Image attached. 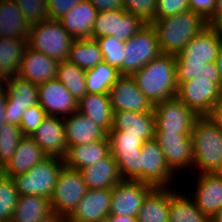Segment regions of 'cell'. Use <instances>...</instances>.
<instances>
[{"mask_svg": "<svg viewBox=\"0 0 222 222\" xmlns=\"http://www.w3.org/2000/svg\"><path fill=\"white\" fill-rule=\"evenodd\" d=\"M221 47L222 40L209 26L195 35L176 55L177 86L198 78L206 64L215 63Z\"/></svg>", "mask_w": 222, "mask_h": 222, "instance_id": "cell-1", "label": "cell"}, {"mask_svg": "<svg viewBox=\"0 0 222 222\" xmlns=\"http://www.w3.org/2000/svg\"><path fill=\"white\" fill-rule=\"evenodd\" d=\"M132 76L153 106L177 95L175 55L161 54Z\"/></svg>", "mask_w": 222, "mask_h": 222, "instance_id": "cell-2", "label": "cell"}, {"mask_svg": "<svg viewBox=\"0 0 222 222\" xmlns=\"http://www.w3.org/2000/svg\"><path fill=\"white\" fill-rule=\"evenodd\" d=\"M155 28L162 54L178 55L186 44L208 26L207 20L192 10L155 18Z\"/></svg>", "mask_w": 222, "mask_h": 222, "instance_id": "cell-3", "label": "cell"}, {"mask_svg": "<svg viewBox=\"0 0 222 222\" xmlns=\"http://www.w3.org/2000/svg\"><path fill=\"white\" fill-rule=\"evenodd\" d=\"M194 170L222 173V132L208 117H199L191 132Z\"/></svg>", "mask_w": 222, "mask_h": 222, "instance_id": "cell-4", "label": "cell"}, {"mask_svg": "<svg viewBox=\"0 0 222 222\" xmlns=\"http://www.w3.org/2000/svg\"><path fill=\"white\" fill-rule=\"evenodd\" d=\"M75 39L57 19L31 25L27 45L58 61L68 60L70 47Z\"/></svg>", "mask_w": 222, "mask_h": 222, "instance_id": "cell-5", "label": "cell"}, {"mask_svg": "<svg viewBox=\"0 0 222 222\" xmlns=\"http://www.w3.org/2000/svg\"><path fill=\"white\" fill-rule=\"evenodd\" d=\"M63 166L64 159L47 157L26 173L12 177L19 196L33 195L50 199Z\"/></svg>", "mask_w": 222, "mask_h": 222, "instance_id": "cell-6", "label": "cell"}, {"mask_svg": "<svg viewBox=\"0 0 222 222\" xmlns=\"http://www.w3.org/2000/svg\"><path fill=\"white\" fill-rule=\"evenodd\" d=\"M110 153L118 164L123 180L140 181L141 134L109 131Z\"/></svg>", "mask_w": 222, "mask_h": 222, "instance_id": "cell-7", "label": "cell"}, {"mask_svg": "<svg viewBox=\"0 0 222 222\" xmlns=\"http://www.w3.org/2000/svg\"><path fill=\"white\" fill-rule=\"evenodd\" d=\"M87 190L80 171L64 165L59 172L53 195L50 198L52 213L67 218L75 210L77 203Z\"/></svg>", "mask_w": 222, "mask_h": 222, "instance_id": "cell-8", "label": "cell"}, {"mask_svg": "<svg viewBox=\"0 0 222 222\" xmlns=\"http://www.w3.org/2000/svg\"><path fill=\"white\" fill-rule=\"evenodd\" d=\"M0 84L6 92L5 123L20 126L25 109L38 104V85L18 75L5 78Z\"/></svg>", "mask_w": 222, "mask_h": 222, "instance_id": "cell-9", "label": "cell"}, {"mask_svg": "<svg viewBox=\"0 0 222 222\" xmlns=\"http://www.w3.org/2000/svg\"><path fill=\"white\" fill-rule=\"evenodd\" d=\"M124 75H132L162 52L158 36L151 24H145L137 33L125 42Z\"/></svg>", "mask_w": 222, "mask_h": 222, "instance_id": "cell-10", "label": "cell"}, {"mask_svg": "<svg viewBox=\"0 0 222 222\" xmlns=\"http://www.w3.org/2000/svg\"><path fill=\"white\" fill-rule=\"evenodd\" d=\"M176 96L198 117H208L222 99V86L221 83H212V79L198 77L183 82Z\"/></svg>", "mask_w": 222, "mask_h": 222, "instance_id": "cell-11", "label": "cell"}, {"mask_svg": "<svg viewBox=\"0 0 222 222\" xmlns=\"http://www.w3.org/2000/svg\"><path fill=\"white\" fill-rule=\"evenodd\" d=\"M155 133L191 134L199 118L177 96L154 105Z\"/></svg>", "mask_w": 222, "mask_h": 222, "instance_id": "cell-12", "label": "cell"}, {"mask_svg": "<svg viewBox=\"0 0 222 222\" xmlns=\"http://www.w3.org/2000/svg\"><path fill=\"white\" fill-rule=\"evenodd\" d=\"M145 24L140 18L124 9L98 12L92 27V39L114 36L117 40L126 42Z\"/></svg>", "mask_w": 222, "mask_h": 222, "instance_id": "cell-13", "label": "cell"}, {"mask_svg": "<svg viewBox=\"0 0 222 222\" xmlns=\"http://www.w3.org/2000/svg\"><path fill=\"white\" fill-rule=\"evenodd\" d=\"M175 175L167 166L164 154L155 139L145 141L140 155V181L154 187H167L175 182Z\"/></svg>", "mask_w": 222, "mask_h": 222, "instance_id": "cell-14", "label": "cell"}, {"mask_svg": "<svg viewBox=\"0 0 222 222\" xmlns=\"http://www.w3.org/2000/svg\"><path fill=\"white\" fill-rule=\"evenodd\" d=\"M154 186L133 180H122L112 188L110 214L137 217L146 195Z\"/></svg>", "mask_w": 222, "mask_h": 222, "instance_id": "cell-15", "label": "cell"}, {"mask_svg": "<svg viewBox=\"0 0 222 222\" xmlns=\"http://www.w3.org/2000/svg\"><path fill=\"white\" fill-rule=\"evenodd\" d=\"M163 151L169 169L177 171L194 168L191 134L155 133L154 138ZM191 167V168H190Z\"/></svg>", "mask_w": 222, "mask_h": 222, "instance_id": "cell-16", "label": "cell"}, {"mask_svg": "<svg viewBox=\"0 0 222 222\" xmlns=\"http://www.w3.org/2000/svg\"><path fill=\"white\" fill-rule=\"evenodd\" d=\"M109 95L113 111L151 112L154 109L132 75H121L113 84Z\"/></svg>", "mask_w": 222, "mask_h": 222, "instance_id": "cell-17", "label": "cell"}, {"mask_svg": "<svg viewBox=\"0 0 222 222\" xmlns=\"http://www.w3.org/2000/svg\"><path fill=\"white\" fill-rule=\"evenodd\" d=\"M38 103L48 116L66 117L77 112L78 102L57 79L38 85Z\"/></svg>", "mask_w": 222, "mask_h": 222, "instance_id": "cell-18", "label": "cell"}, {"mask_svg": "<svg viewBox=\"0 0 222 222\" xmlns=\"http://www.w3.org/2000/svg\"><path fill=\"white\" fill-rule=\"evenodd\" d=\"M112 188L88 189L67 217L68 222H98L110 214Z\"/></svg>", "mask_w": 222, "mask_h": 222, "instance_id": "cell-19", "label": "cell"}, {"mask_svg": "<svg viewBox=\"0 0 222 222\" xmlns=\"http://www.w3.org/2000/svg\"><path fill=\"white\" fill-rule=\"evenodd\" d=\"M30 137L48 157H65L68 146L63 117L47 116Z\"/></svg>", "mask_w": 222, "mask_h": 222, "instance_id": "cell-20", "label": "cell"}, {"mask_svg": "<svg viewBox=\"0 0 222 222\" xmlns=\"http://www.w3.org/2000/svg\"><path fill=\"white\" fill-rule=\"evenodd\" d=\"M196 190L191 195L196 206L212 219L222 208V173H200L196 175Z\"/></svg>", "mask_w": 222, "mask_h": 222, "instance_id": "cell-21", "label": "cell"}, {"mask_svg": "<svg viewBox=\"0 0 222 222\" xmlns=\"http://www.w3.org/2000/svg\"><path fill=\"white\" fill-rule=\"evenodd\" d=\"M58 64V60L27 45L21 59L18 76L39 85L57 78Z\"/></svg>", "mask_w": 222, "mask_h": 222, "instance_id": "cell-22", "label": "cell"}, {"mask_svg": "<svg viewBox=\"0 0 222 222\" xmlns=\"http://www.w3.org/2000/svg\"><path fill=\"white\" fill-rule=\"evenodd\" d=\"M67 146L83 145L105 140L108 132L78 111L63 118Z\"/></svg>", "mask_w": 222, "mask_h": 222, "instance_id": "cell-23", "label": "cell"}, {"mask_svg": "<svg viewBox=\"0 0 222 222\" xmlns=\"http://www.w3.org/2000/svg\"><path fill=\"white\" fill-rule=\"evenodd\" d=\"M97 14L98 10L89 0H82L57 20L75 40L92 39V27Z\"/></svg>", "mask_w": 222, "mask_h": 222, "instance_id": "cell-24", "label": "cell"}, {"mask_svg": "<svg viewBox=\"0 0 222 222\" xmlns=\"http://www.w3.org/2000/svg\"><path fill=\"white\" fill-rule=\"evenodd\" d=\"M154 109L151 112L113 111L110 131L141 134L148 141L155 138Z\"/></svg>", "mask_w": 222, "mask_h": 222, "instance_id": "cell-25", "label": "cell"}, {"mask_svg": "<svg viewBox=\"0 0 222 222\" xmlns=\"http://www.w3.org/2000/svg\"><path fill=\"white\" fill-rule=\"evenodd\" d=\"M47 157L48 156L30 136H24L19 141L18 147L11 160L1 172L5 176L12 178L16 175L26 173Z\"/></svg>", "mask_w": 222, "mask_h": 222, "instance_id": "cell-26", "label": "cell"}, {"mask_svg": "<svg viewBox=\"0 0 222 222\" xmlns=\"http://www.w3.org/2000/svg\"><path fill=\"white\" fill-rule=\"evenodd\" d=\"M79 171L88 189L113 188L123 180L118 164L111 153Z\"/></svg>", "mask_w": 222, "mask_h": 222, "instance_id": "cell-27", "label": "cell"}, {"mask_svg": "<svg viewBox=\"0 0 222 222\" xmlns=\"http://www.w3.org/2000/svg\"><path fill=\"white\" fill-rule=\"evenodd\" d=\"M110 153V142L105 140L94 141L83 145L69 146L64 159V165L71 169L81 170Z\"/></svg>", "mask_w": 222, "mask_h": 222, "instance_id": "cell-28", "label": "cell"}, {"mask_svg": "<svg viewBox=\"0 0 222 222\" xmlns=\"http://www.w3.org/2000/svg\"><path fill=\"white\" fill-rule=\"evenodd\" d=\"M30 23L14 0H0V37L28 39Z\"/></svg>", "mask_w": 222, "mask_h": 222, "instance_id": "cell-29", "label": "cell"}, {"mask_svg": "<svg viewBox=\"0 0 222 222\" xmlns=\"http://www.w3.org/2000/svg\"><path fill=\"white\" fill-rule=\"evenodd\" d=\"M170 186L154 187L145 197L137 222H169Z\"/></svg>", "mask_w": 222, "mask_h": 222, "instance_id": "cell-30", "label": "cell"}, {"mask_svg": "<svg viewBox=\"0 0 222 222\" xmlns=\"http://www.w3.org/2000/svg\"><path fill=\"white\" fill-rule=\"evenodd\" d=\"M77 111L89 117L107 132L111 130L113 108L109 94L87 93L78 102Z\"/></svg>", "mask_w": 222, "mask_h": 222, "instance_id": "cell-31", "label": "cell"}, {"mask_svg": "<svg viewBox=\"0 0 222 222\" xmlns=\"http://www.w3.org/2000/svg\"><path fill=\"white\" fill-rule=\"evenodd\" d=\"M27 40L0 37V83L5 78L18 75Z\"/></svg>", "mask_w": 222, "mask_h": 222, "instance_id": "cell-32", "label": "cell"}, {"mask_svg": "<svg viewBox=\"0 0 222 222\" xmlns=\"http://www.w3.org/2000/svg\"><path fill=\"white\" fill-rule=\"evenodd\" d=\"M52 214L50 199L42 196L21 195L10 222H39Z\"/></svg>", "mask_w": 222, "mask_h": 222, "instance_id": "cell-33", "label": "cell"}, {"mask_svg": "<svg viewBox=\"0 0 222 222\" xmlns=\"http://www.w3.org/2000/svg\"><path fill=\"white\" fill-rule=\"evenodd\" d=\"M174 190L170 187L169 222H210L193 199Z\"/></svg>", "mask_w": 222, "mask_h": 222, "instance_id": "cell-34", "label": "cell"}, {"mask_svg": "<svg viewBox=\"0 0 222 222\" xmlns=\"http://www.w3.org/2000/svg\"><path fill=\"white\" fill-rule=\"evenodd\" d=\"M68 61L87 71L102 62L103 57L95 39H76L71 44Z\"/></svg>", "mask_w": 222, "mask_h": 222, "instance_id": "cell-35", "label": "cell"}, {"mask_svg": "<svg viewBox=\"0 0 222 222\" xmlns=\"http://www.w3.org/2000/svg\"><path fill=\"white\" fill-rule=\"evenodd\" d=\"M120 72L105 61L86 71L85 81L88 93L109 94Z\"/></svg>", "mask_w": 222, "mask_h": 222, "instance_id": "cell-36", "label": "cell"}, {"mask_svg": "<svg viewBox=\"0 0 222 222\" xmlns=\"http://www.w3.org/2000/svg\"><path fill=\"white\" fill-rule=\"evenodd\" d=\"M86 71L68 60L59 61L57 79L69 90L79 102L88 92L85 81Z\"/></svg>", "mask_w": 222, "mask_h": 222, "instance_id": "cell-37", "label": "cell"}, {"mask_svg": "<svg viewBox=\"0 0 222 222\" xmlns=\"http://www.w3.org/2000/svg\"><path fill=\"white\" fill-rule=\"evenodd\" d=\"M95 40L100 47L103 61L124 75L125 42L117 40L114 36L99 37Z\"/></svg>", "mask_w": 222, "mask_h": 222, "instance_id": "cell-38", "label": "cell"}, {"mask_svg": "<svg viewBox=\"0 0 222 222\" xmlns=\"http://www.w3.org/2000/svg\"><path fill=\"white\" fill-rule=\"evenodd\" d=\"M24 137L18 125L5 123L0 127V169L2 170L14 155L19 141Z\"/></svg>", "mask_w": 222, "mask_h": 222, "instance_id": "cell-39", "label": "cell"}, {"mask_svg": "<svg viewBox=\"0 0 222 222\" xmlns=\"http://www.w3.org/2000/svg\"><path fill=\"white\" fill-rule=\"evenodd\" d=\"M19 194L12 178L0 173V219L10 222L18 202Z\"/></svg>", "mask_w": 222, "mask_h": 222, "instance_id": "cell-40", "label": "cell"}, {"mask_svg": "<svg viewBox=\"0 0 222 222\" xmlns=\"http://www.w3.org/2000/svg\"><path fill=\"white\" fill-rule=\"evenodd\" d=\"M30 25L50 19L47 0H14Z\"/></svg>", "mask_w": 222, "mask_h": 222, "instance_id": "cell-41", "label": "cell"}, {"mask_svg": "<svg viewBox=\"0 0 222 222\" xmlns=\"http://www.w3.org/2000/svg\"><path fill=\"white\" fill-rule=\"evenodd\" d=\"M157 0H123V9L151 24L156 18Z\"/></svg>", "mask_w": 222, "mask_h": 222, "instance_id": "cell-42", "label": "cell"}, {"mask_svg": "<svg viewBox=\"0 0 222 222\" xmlns=\"http://www.w3.org/2000/svg\"><path fill=\"white\" fill-rule=\"evenodd\" d=\"M47 116L46 111L39 103L25 109L19 126L22 134L31 136Z\"/></svg>", "mask_w": 222, "mask_h": 222, "instance_id": "cell-43", "label": "cell"}, {"mask_svg": "<svg viewBox=\"0 0 222 222\" xmlns=\"http://www.w3.org/2000/svg\"><path fill=\"white\" fill-rule=\"evenodd\" d=\"M189 10V0H157L156 18H164Z\"/></svg>", "mask_w": 222, "mask_h": 222, "instance_id": "cell-44", "label": "cell"}, {"mask_svg": "<svg viewBox=\"0 0 222 222\" xmlns=\"http://www.w3.org/2000/svg\"><path fill=\"white\" fill-rule=\"evenodd\" d=\"M50 19H59L82 0H47Z\"/></svg>", "mask_w": 222, "mask_h": 222, "instance_id": "cell-45", "label": "cell"}, {"mask_svg": "<svg viewBox=\"0 0 222 222\" xmlns=\"http://www.w3.org/2000/svg\"><path fill=\"white\" fill-rule=\"evenodd\" d=\"M190 10L208 20L214 13L216 0H189Z\"/></svg>", "mask_w": 222, "mask_h": 222, "instance_id": "cell-46", "label": "cell"}, {"mask_svg": "<svg viewBox=\"0 0 222 222\" xmlns=\"http://www.w3.org/2000/svg\"><path fill=\"white\" fill-rule=\"evenodd\" d=\"M98 12L123 9V0H89Z\"/></svg>", "mask_w": 222, "mask_h": 222, "instance_id": "cell-47", "label": "cell"}, {"mask_svg": "<svg viewBox=\"0 0 222 222\" xmlns=\"http://www.w3.org/2000/svg\"><path fill=\"white\" fill-rule=\"evenodd\" d=\"M199 78L212 79V83H221L215 63L206 64V67L202 70Z\"/></svg>", "mask_w": 222, "mask_h": 222, "instance_id": "cell-48", "label": "cell"}, {"mask_svg": "<svg viewBox=\"0 0 222 222\" xmlns=\"http://www.w3.org/2000/svg\"><path fill=\"white\" fill-rule=\"evenodd\" d=\"M207 22L208 26L222 40V14H213Z\"/></svg>", "mask_w": 222, "mask_h": 222, "instance_id": "cell-49", "label": "cell"}, {"mask_svg": "<svg viewBox=\"0 0 222 222\" xmlns=\"http://www.w3.org/2000/svg\"><path fill=\"white\" fill-rule=\"evenodd\" d=\"M208 118L212 120L222 132V99L213 107Z\"/></svg>", "mask_w": 222, "mask_h": 222, "instance_id": "cell-50", "label": "cell"}, {"mask_svg": "<svg viewBox=\"0 0 222 222\" xmlns=\"http://www.w3.org/2000/svg\"><path fill=\"white\" fill-rule=\"evenodd\" d=\"M6 106V92L4 87L0 84V127L5 124L4 112Z\"/></svg>", "mask_w": 222, "mask_h": 222, "instance_id": "cell-51", "label": "cell"}, {"mask_svg": "<svg viewBox=\"0 0 222 222\" xmlns=\"http://www.w3.org/2000/svg\"><path fill=\"white\" fill-rule=\"evenodd\" d=\"M110 222H137V217H131V216H118L109 214L108 217Z\"/></svg>", "mask_w": 222, "mask_h": 222, "instance_id": "cell-52", "label": "cell"}, {"mask_svg": "<svg viewBox=\"0 0 222 222\" xmlns=\"http://www.w3.org/2000/svg\"><path fill=\"white\" fill-rule=\"evenodd\" d=\"M39 222H68L67 218L56 213L50 214L48 217L40 220Z\"/></svg>", "mask_w": 222, "mask_h": 222, "instance_id": "cell-53", "label": "cell"}, {"mask_svg": "<svg viewBox=\"0 0 222 222\" xmlns=\"http://www.w3.org/2000/svg\"><path fill=\"white\" fill-rule=\"evenodd\" d=\"M216 68L218 69L219 77L221 80V86H222V47L219 50L218 57L215 62Z\"/></svg>", "mask_w": 222, "mask_h": 222, "instance_id": "cell-54", "label": "cell"}, {"mask_svg": "<svg viewBox=\"0 0 222 222\" xmlns=\"http://www.w3.org/2000/svg\"><path fill=\"white\" fill-rule=\"evenodd\" d=\"M213 14H222V0H216V6Z\"/></svg>", "mask_w": 222, "mask_h": 222, "instance_id": "cell-55", "label": "cell"}, {"mask_svg": "<svg viewBox=\"0 0 222 222\" xmlns=\"http://www.w3.org/2000/svg\"><path fill=\"white\" fill-rule=\"evenodd\" d=\"M210 222H222V208H220L218 213L210 219Z\"/></svg>", "mask_w": 222, "mask_h": 222, "instance_id": "cell-56", "label": "cell"}, {"mask_svg": "<svg viewBox=\"0 0 222 222\" xmlns=\"http://www.w3.org/2000/svg\"><path fill=\"white\" fill-rule=\"evenodd\" d=\"M98 222H110L108 218L104 219V220H100Z\"/></svg>", "mask_w": 222, "mask_h": 222, "instance_id": "cell-57", "label": "cell"}]
</instances>
